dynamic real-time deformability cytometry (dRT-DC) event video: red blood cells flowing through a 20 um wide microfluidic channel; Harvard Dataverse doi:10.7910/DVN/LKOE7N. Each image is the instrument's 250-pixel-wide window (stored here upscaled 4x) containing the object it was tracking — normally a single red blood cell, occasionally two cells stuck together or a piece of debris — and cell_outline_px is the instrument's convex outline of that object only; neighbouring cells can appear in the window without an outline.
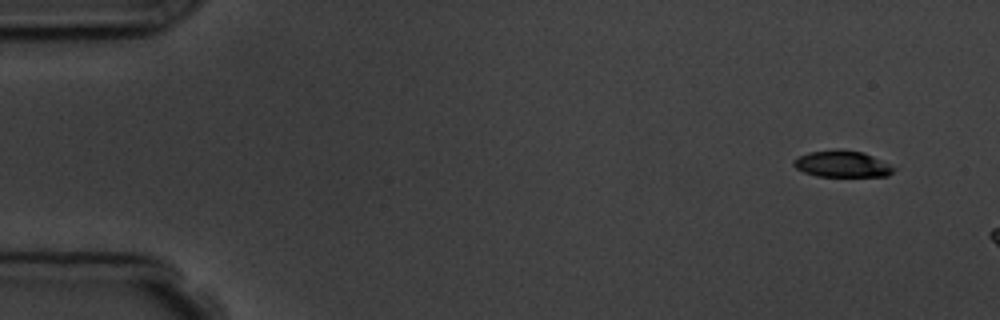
{"species": "common noctule bat (a hibernating species)", "species_latin": "Nyctalus noctula", "temperature_condition": "room temperature", "stored_images_in_passage": 3, "camera_frame_rate_fps": 3000, "um_per_image_px": 0.085, "animal": {"sex": "male", "body_mass_g": 19.5, "forearm_length_mm": 54.6}, "frame": {"image": 1, "passage_image": 1, "time_ms": 0.0, "image_size_px": [1000, 320], "cell_outline_px": [[896, 168], [888, 176], [816, 176], [804, 172], [796, 168], [792, 164], [792, 160], [808, 152], [840, 148], [864, 152]], "centroid_in_image_um": [71.55, 13.92], "position_along_channel_um": 13.5, "area_um2": 15.49}}